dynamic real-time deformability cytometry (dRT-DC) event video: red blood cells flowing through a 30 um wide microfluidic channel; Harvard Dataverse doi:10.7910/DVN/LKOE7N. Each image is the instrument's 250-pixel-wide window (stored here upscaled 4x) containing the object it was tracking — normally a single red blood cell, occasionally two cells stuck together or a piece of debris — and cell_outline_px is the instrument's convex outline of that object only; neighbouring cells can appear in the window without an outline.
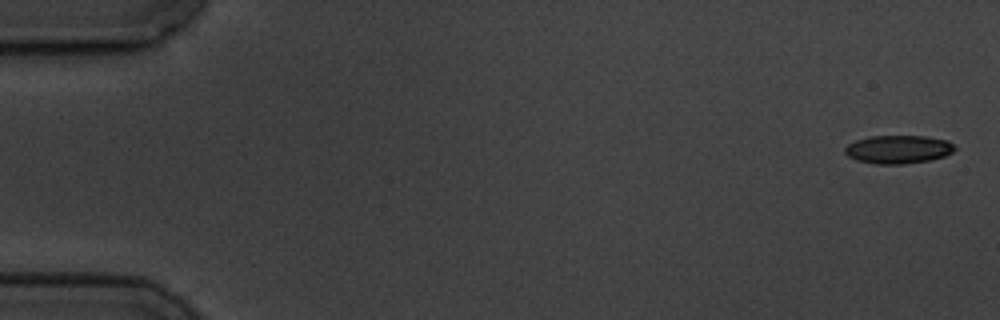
{"species": "common noctule bat (a hibernating species)", "species_latin": "Nyctalus noctula", "temperature_condition": "cold", "stored_images_in_passage": 9, "camera_frame_rate_fps": 3000, "um_per_image_px": 0.085, "animal": {"sex": "male", "body_mass_g": 19.5, "forearm_length_mm": 54.6}, "frame": {"image": 1, "passage_image": 1, "time_ms": 0.0, "image_size_px": [1000, 320], "cell_outline_px": [[956, 148], [952, 152], [944, 156], [928, 160], [904, 164], [876, 164], [856, 160], [848, 156], [844, 152], [844, 148], [848, 144], [856, 140], [868, 136], [924, 136], [948, 140]], "centroid_in_image_um": [76.32, 12.69], "position_along_channel_um": 8.7, "area_um2": 18.09}}
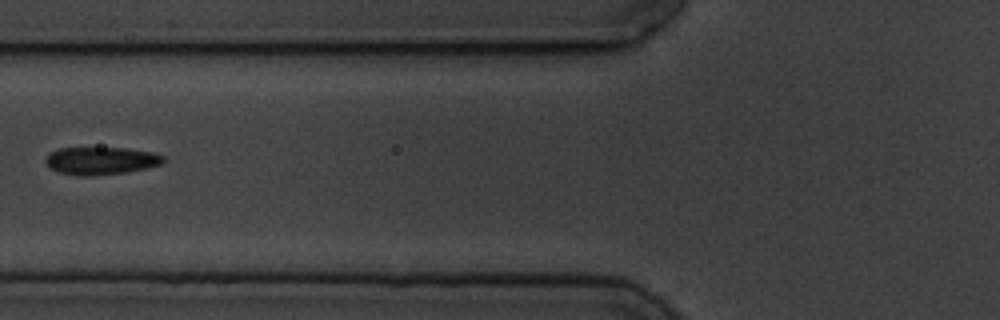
{"frame": {"image": 2, "passage_image": 7, "time_ms": 7.0, "image_size_px": [1000, 320], "cell_outline_px": [[164, 160], [160, 164], [148, 168], [124, 172], [92, 176], [76, 176], [60, 172], [52, 168], [44, 160], [48, 152], [60, 148], [124, 148], [152, 152], [164, 156]], "centroid_in_image_um": [8.56, 13.66], "position_along_channel_um": 117.2, "area_um2": 18.9}}
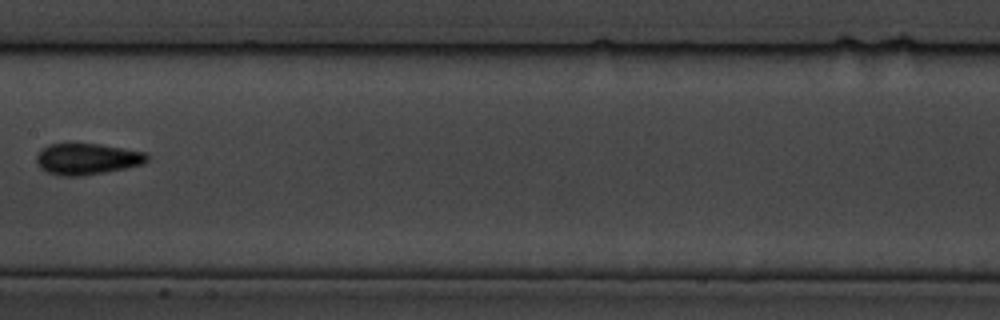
{"frame": {"image": 3, "passage_image": 9, "time_ms": 9.333, "image_size_px": [1000, 320], "cell_outline_px": [[148, 160], [144, 164], [104, 172], [80, 176], [64, 176], [48, 172], [40, 168], [36, 160], [36, 156], [40, 148], [48, 144], [100, 144], [144, 152], [148, 156]], "centroid_in_image_um": [7.37, 13.5], "position_along_channel_um": 200.0, "area_um2": 20.0}}